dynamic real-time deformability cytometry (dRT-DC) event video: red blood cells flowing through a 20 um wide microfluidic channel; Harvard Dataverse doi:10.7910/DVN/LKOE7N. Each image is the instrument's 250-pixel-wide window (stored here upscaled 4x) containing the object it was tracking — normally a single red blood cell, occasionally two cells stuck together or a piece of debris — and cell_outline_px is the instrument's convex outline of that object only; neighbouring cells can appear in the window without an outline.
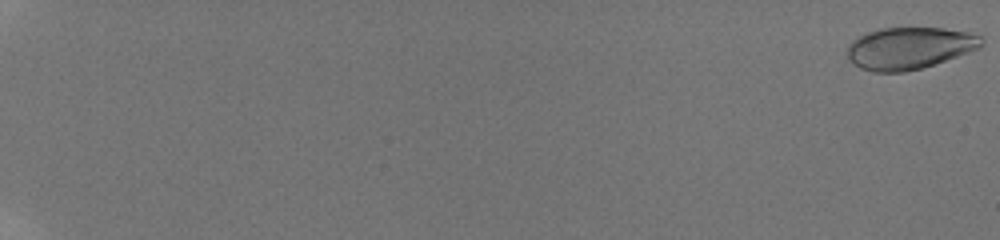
{"species": "human", "species_latin": "Homo sapiens", "temperature_condition": "room temperature", "stored_images_in_passage": 56, "camera_frame_rate_fps": 3000, "um_per_image_px": 0.085, "donor": {"sex": "male"}, "frame": {"image": 1, "passage_image": 1, "time_ms": 0.0, "image_size_px": [1000, 240], "cell_outline_px": [[984, 44], [980, 48], [920, 68], [904, 72], [872, 72], [860, 68], [852, 64], [848, 60], [848, 44], [852, 40], [868, 32], [880, 28], [944, 28], [968, 32], [980, 36], [984, 40]], "centroid_in_image_um": [77.27, 4.09], "position_along_channel_um": 7.7, "area_um2": 32.71}}
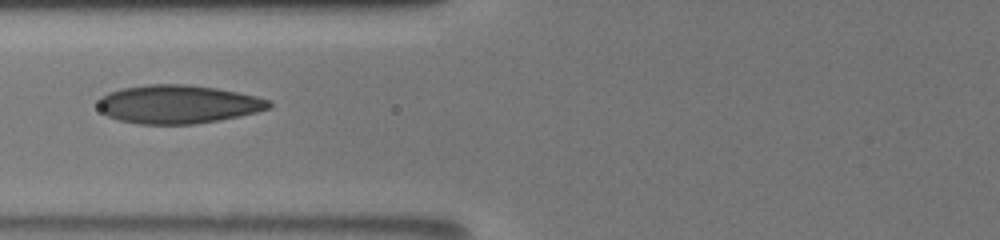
{"frame": {"image": 2, "passage_image": 37, "time_ms": 9.333, "image_size_px": [1000, 240], "cell_outline_px": [[272, 108], [240, 116], [220, 120], [196, 124], [140, 124], [120, 120], [108, 116], [100, 108], [100, 96], [108, 92], [120, 88], [148, 84], [188, 84], [216, 88], [256, 96], [268, 100], [272, 104]], "centroid_in_image_um": [15.15, 8.86], "position_along_channel_um": 110.6, "area_um2": 38.26}}
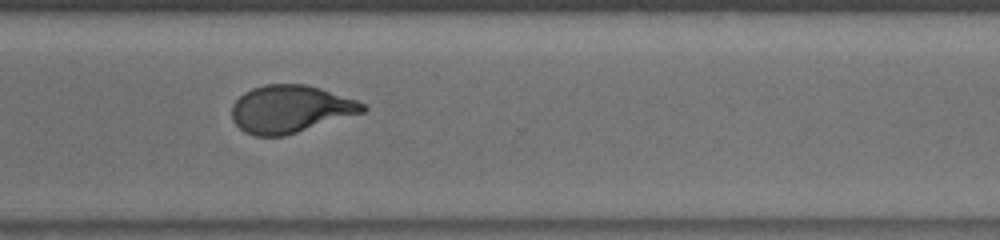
{"frame": {"image": 3, "passage_image": 55, "time_ms": 15.333, "image_size_px": [1000, 240], "cell_outline_px": [[368, 108], [364, 112], [284, 136], [256, 136], [244, 132], [232, 120], [232, 104], [244, 92], [252, 88], [264, 84], [308, 84], [368, 104]], "centroid_in_image_um": [24.68, 9.26], "position_along_channel_um": 345.9, "area_um2": 36.3}}